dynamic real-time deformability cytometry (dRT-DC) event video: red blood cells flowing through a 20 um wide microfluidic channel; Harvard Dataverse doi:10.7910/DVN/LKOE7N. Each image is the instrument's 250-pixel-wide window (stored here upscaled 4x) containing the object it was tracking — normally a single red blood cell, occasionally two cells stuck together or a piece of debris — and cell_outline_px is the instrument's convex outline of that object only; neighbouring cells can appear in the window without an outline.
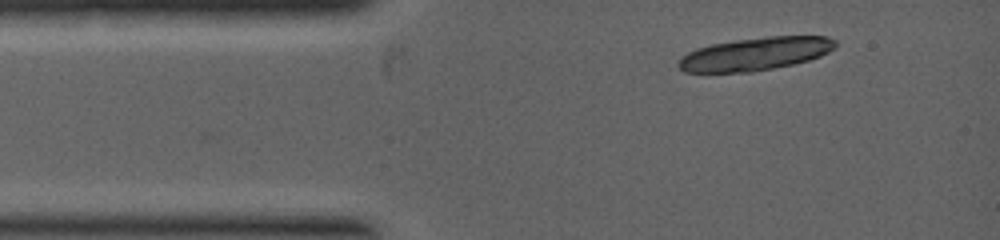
{"species": "common noctule bat (a hibernating species)", "species_latin": "Nyctalus noctula", "temperature_condition": "warm", "stored_images_in_passage": 2, "camera_frame_rate_fps": 5000, "um_per_image_px": 0.085, "animal": {"sex": "female", "body_mass_g": 19.0, "forearm_length_mm": 53.3}, "frame": {"image": 1, "passage_image": 1, "time_ms": 0.0, "image_size_px": [1000, 240], "cell_outline_px": [[836, 44], [828, 52], [820, 56], [808, 60], [792, 64], [752, 72], [684, 72], [676, 64], [680, 56], [696, 48], [712, 44], [736, 40], [768, 36], [828, 36], [836, 40]], "centroid_in_image_um": [64.16, 4.58], "position_along_channel_um": 20.8, "area_um2": 30.11}}